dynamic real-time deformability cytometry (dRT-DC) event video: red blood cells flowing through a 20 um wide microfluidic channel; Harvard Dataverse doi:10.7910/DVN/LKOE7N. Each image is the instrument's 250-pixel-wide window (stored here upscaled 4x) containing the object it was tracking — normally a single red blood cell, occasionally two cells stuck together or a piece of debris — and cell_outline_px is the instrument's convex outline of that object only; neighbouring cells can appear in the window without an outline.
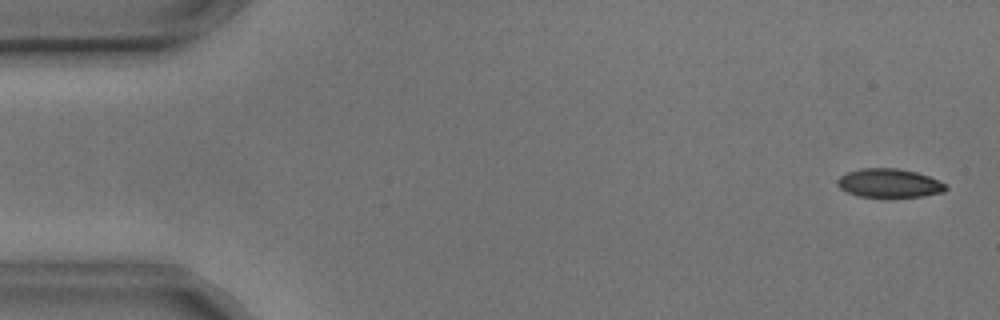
{"species": "common noctule bat (a hibernating species)", "species_latin": "Nyctalus noctula", "temperature_condition": "cold", "stored_images_in_passage": 5, "camera_frame_rate_fps": 3000, "um_per_image_px": 0.085, "animal": {"sex": "male", "body_mass_g": 17.9, "forearm_length_mm": 54.2}, "frame": {"image": 1, "passage_image": 1, "time_ms": 0.0, "image_size_px": [1000, 320], "cell_outline_px": [[948, 188], [944, 192], [924, 196], [860, 196], [848, 192], [840, 188], [836, 184], [836, 180], [840, 176], [848, 172], [860, 168], [896, 168], [916, 172], [928, 176], [948, 184]], "centroid_in_image_um": [75.6, 15.55], "position_along_channel_um": 9.4, "area_um2": 18.03}}